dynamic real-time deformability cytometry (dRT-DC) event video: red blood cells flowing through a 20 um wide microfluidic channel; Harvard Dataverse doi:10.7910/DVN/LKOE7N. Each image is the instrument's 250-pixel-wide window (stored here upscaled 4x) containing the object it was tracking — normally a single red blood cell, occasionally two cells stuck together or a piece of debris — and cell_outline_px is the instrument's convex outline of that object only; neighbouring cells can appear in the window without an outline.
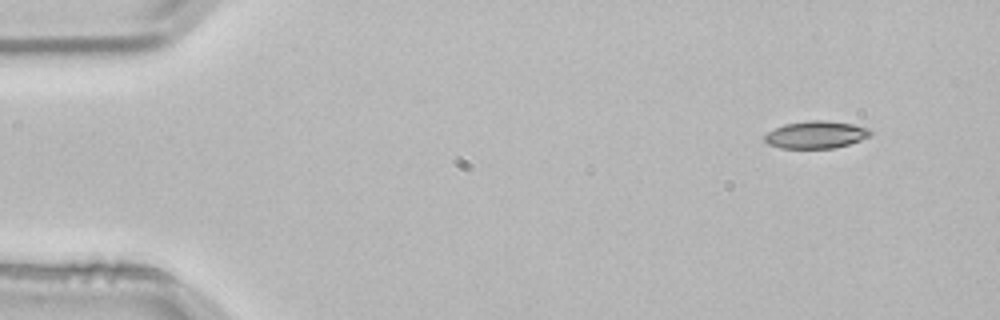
{"species": "common noctule bat (a hibernating species)", "species_latin": "Nyctalus noctula", "temperature_condition": "room temperature", "stored_images_in_passage": 3, "camera_frame_rate_fps": 3000, "um_per_image_px": 0.085, "animal": {"sex": "male", "body_mass_g": 21.5, "forearm_length_mm": 52.0}, "frame": {"image": 1, "passage_image": 1, "time_ms": 0.0, "image_size_px": [1000, 320], "cell_outline_px": [[872, 136], [848, 144], [832, 148], [780, 148], [768, 144], [764, 140], [764, 136], [768, 132], [784, 124], [812, 120], [824, 120], [852, 124], [868, 128], [872, 132]], "centroid_in_image_um": [69.36, 11.45], "position_along_channel_um": 15.6, "area_um2": 16.76}}
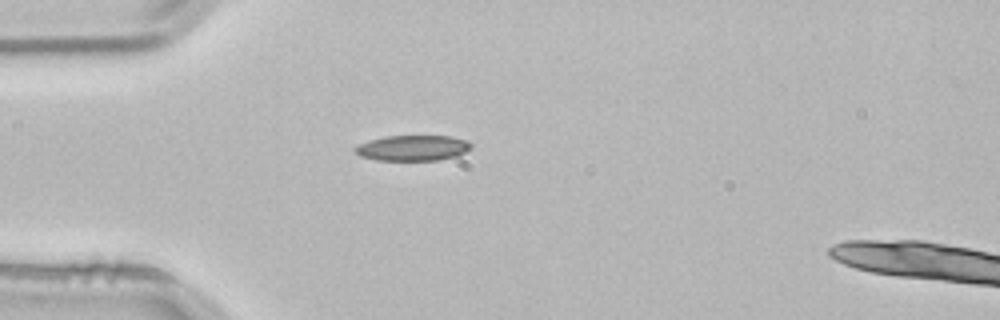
{"frame": {"image": 2, "passage_image": 3, "time_ms": 0.667, "image_size_px": [1000, 320], "cell_outline_px": [[472, 148], [456, 156], [436, 160], [376, 160], [360, 156], [352, 148], [356, 144], [368, 140], [384, 136], [452, 136], [468, 140], [472, 144]], "centroid_in_image_um": [35.05, 12.56], "position_along_channel_um": 49.9, "area_um2": 17.46}}